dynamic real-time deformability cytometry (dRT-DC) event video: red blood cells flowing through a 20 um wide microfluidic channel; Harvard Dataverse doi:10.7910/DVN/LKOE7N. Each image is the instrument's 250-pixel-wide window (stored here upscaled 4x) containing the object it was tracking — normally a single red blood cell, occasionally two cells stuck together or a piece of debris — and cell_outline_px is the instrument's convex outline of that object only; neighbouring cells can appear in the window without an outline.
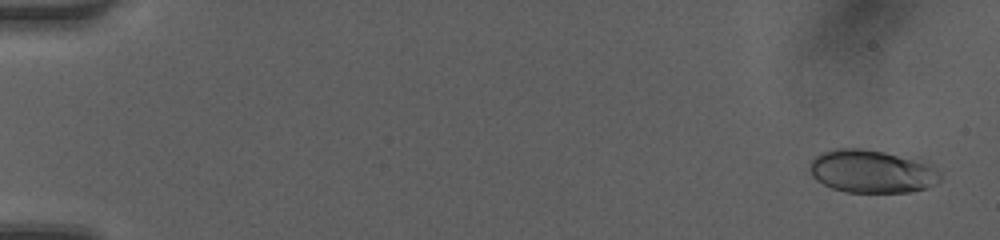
{"species": "human", "species_latin": "Homo sapiens", "temperature_condition": "room temperature", "stored_images_in_passage": 49, "camera_frame_rate_fps": 3000, "um_per_image_px": 0.085, "donor": {"sex": "female"}, "frame": {"image": 1, "passage_image": 2, "time_ms": 0.333, "image_size_px": [1000, 240], "cell_outline_px": [[940, 180], [928, 188], [908, 192], [848, 192], [832, 188], [816, 180], [812, 176], [808, 168], [808, 164], [820, 152], [836, 148], [860, 148], [920, 156], [932, 164], [940, 172]], "centroid_in_image_um": [74.17, 14.53], "position_along_channel_um": 10.8, "area_um2": 33.81}}
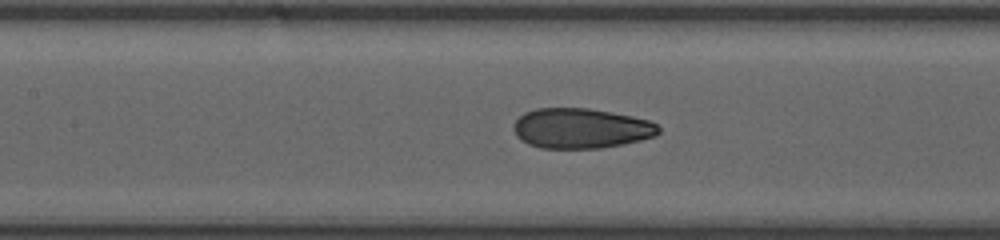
{"frame": {"image": 2, "passage_image": 24, "time_ms": 7.667, "image_size_px": [1000, 240], "cell_outline_px": [[660, 132], [656, 136], [640, 140], [600, 148], [540, 148], [528, 144], [516, 136], [512, 128], [516, 120], [524, 112], [536, 108], [588, 108], [612, 112], [632, 116], [648, 120], [656, 124], [660, 128]], "centroid_in_image_um": [49.36, 10.9], "position_along_channel_um": 158.0, "area_um2": 33.93}}
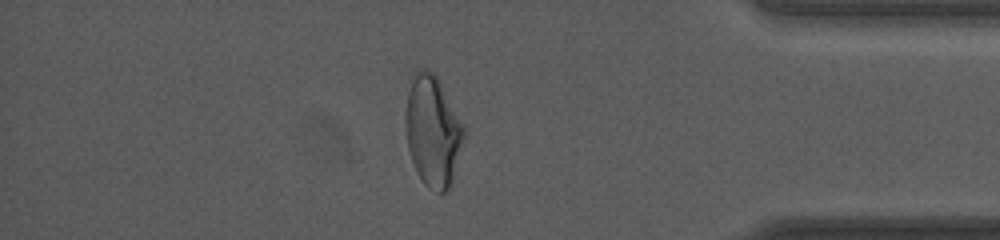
{"frame": {"image": 3, "passage_image": 43, "time_ms": 14.0, "image_size_px": [1000, 240], "cell_outline_px": [[468, 132], [452, 184], [448, 192], [440, 192], [428, 188], [424, 184], [416, 172], [408, 148], [404, 124], [404, 112], [408, 92], [416, 68], [424, 68], [432, 72], [436, 76]], "centroid_in_image_um": [36.81, 11.18], "position_along_channel_um": 398.4, "area_um2": 38.38}, "authors_computed_cell_mechanics": {"area_um2": 33.6974, "velocity_mm_per_s": 4.2108, "shape_relaxation_time_tau1_ms": 8.4484, "shape_relaxation_time_tau2_ms": 0.8787, "deformation_change_tau1": 0.2305, "deformation_change_tau2": 0.0674}}